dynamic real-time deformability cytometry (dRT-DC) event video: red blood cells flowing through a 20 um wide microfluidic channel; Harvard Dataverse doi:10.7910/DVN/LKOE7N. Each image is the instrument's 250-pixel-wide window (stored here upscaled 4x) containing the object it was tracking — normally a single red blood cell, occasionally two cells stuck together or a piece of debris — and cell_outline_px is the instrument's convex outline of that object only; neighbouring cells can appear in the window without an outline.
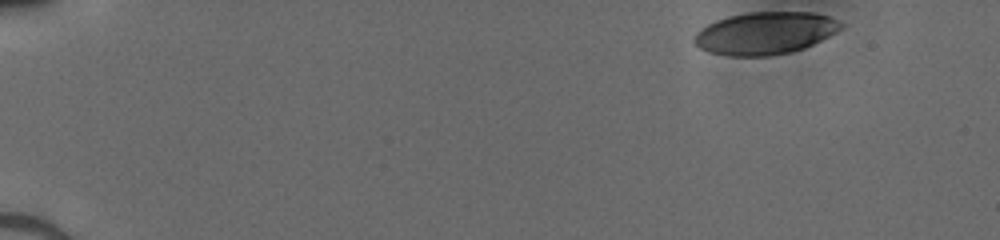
{"species": "human", "species_latin": "Homo sapiens", "temperature_condition": "cold", "stored_images_in_passage": 41, "camera_frame_rate_fps": 3000, "um_per_image_px": 0.085, "donor": {"sex": "male"}, "frame": {"image": 1, "passage_image": 1, "time_ms": 0.0, "image_size_px": [1000, 240], "cell_outline_px": [[844, 24], [836, 32], [804, 48], [792, 52], [768, 56], [728, 56], [712, 52], [700, 48], [692, 40], [696, 32], [700, 28], [716, 20], [728, 16], [748, 12], [812, 12], [828, 16]], "centroid_in_image_um": [65.01, 2.81], "position_along_channel_um": 20.0, "area_um2": 36.13}}
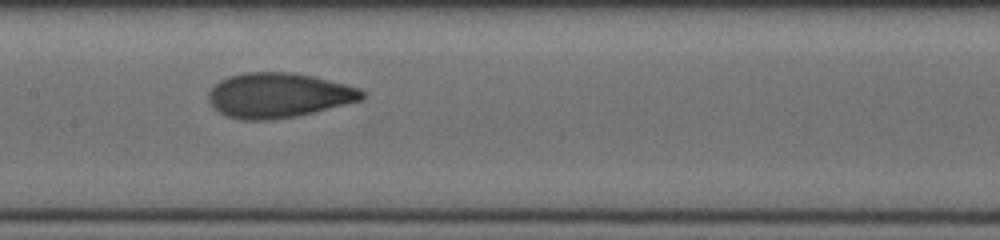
{"frame": {"image": 2, "passage_image": 23, "time_ms": 7.333, "image_size_px": [1000, 240], "cell_outline_px": [[368, 92], [360, 100], [296, 116], [268, 120], [244, 120], [228, 116], [212, 108], [208, 100], [208, 92], [220, 80], [228, 76], [244, 72], [292, 72], [312, 76], [360, 88]], "centroid_in_image_um": [23.64, 8.09], "position_along_channel_um": 183.8, "area_um2": 39.94}}
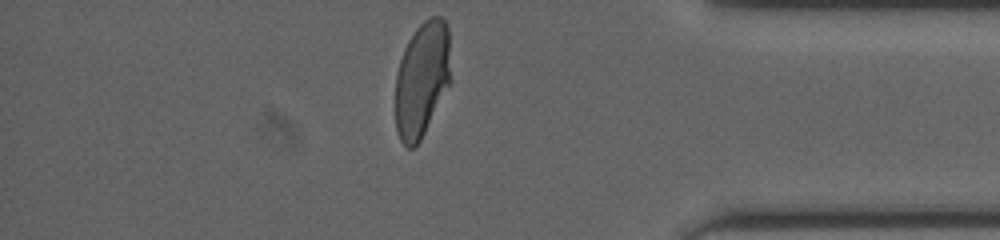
{"frame": {"image": 3, "passage_image": 40, "time_ms": 13.0, "image_size_px": [1000, 240], "cell_outline_px": [[452, 80], [420, 140], [412, 148], [408, 148], [400, 140], [396, 132], [396, 72], [404, 48], [408, 40], [416, 28], [424, 20], [432, 16], [440, 16], [444, 20], [448, 28]], "centroid_in_image_um": [35.88, 6.71], "position_along_channel_um": 399.3, "area_um2": 37.45}}